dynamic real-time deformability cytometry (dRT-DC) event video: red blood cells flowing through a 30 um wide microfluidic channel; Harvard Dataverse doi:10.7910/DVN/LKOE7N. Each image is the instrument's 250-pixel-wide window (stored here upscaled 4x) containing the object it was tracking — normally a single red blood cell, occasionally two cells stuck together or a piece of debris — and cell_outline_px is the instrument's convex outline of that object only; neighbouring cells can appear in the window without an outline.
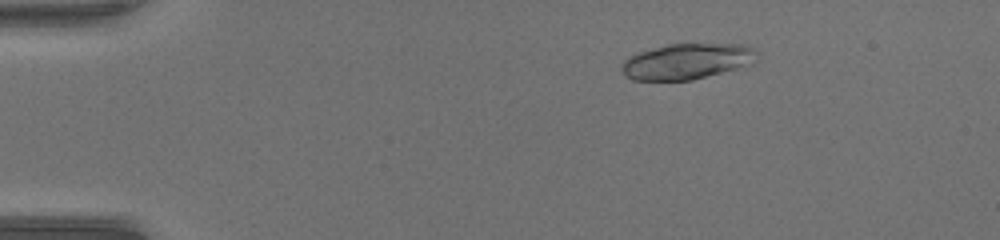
{"species": "common noctule bat (a hibernating species)", "species_latin": "Nyctalus noctula", "temperature_condition": "warm", "stored_images_in_passage": 51, "camera_frame_rate_fps": 3000, "um_per_image_px": 0.085, "animal": {"sex": "female", "body_mass_g": 17.0, "forearm_length_mm": 48.0}, "frame": {"image": 1, "passage_image": 9, "time_ms": 2.667, "image_size_px": [1000, 240], "cell_outline_px": [[756, 52], [740, 64], [732, 68], [720, 72], [692, 80], [632, 80], [624, 76], [624, 60], [628, 56], [640, 52], [668, 44], [744, 44], [752, 48]], "centroid_in_image_um": [58.21, 5.21], "position_along_channel_um": 26.8, "area_um2": 26.82}}
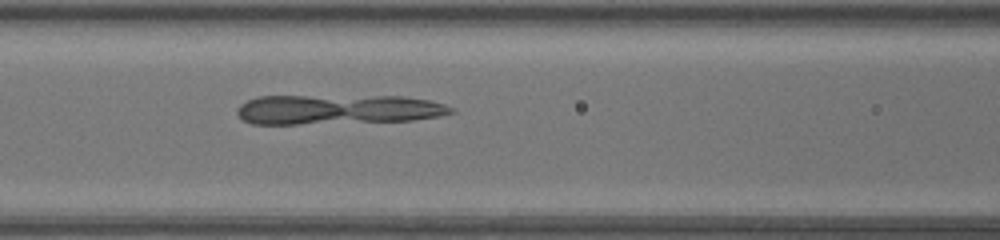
{"frame": {"image": 2, "passage_image": 23, "time_ms": 7.333, "image_size_px": [1000, 240], "cell_outline_px": [[456, 112], [436, 116], [412, 120], [300, 124], [252, 124], [244, 120], [236, 112], [236, 108], [240, 104], [256, 96], [404, 96], [428, 100], [444, 104], [452, 108]], "centroid_in_image_um": [28.66, 9.3], "position_along_channel_um": 137.9, "area_um2": 37.05}}